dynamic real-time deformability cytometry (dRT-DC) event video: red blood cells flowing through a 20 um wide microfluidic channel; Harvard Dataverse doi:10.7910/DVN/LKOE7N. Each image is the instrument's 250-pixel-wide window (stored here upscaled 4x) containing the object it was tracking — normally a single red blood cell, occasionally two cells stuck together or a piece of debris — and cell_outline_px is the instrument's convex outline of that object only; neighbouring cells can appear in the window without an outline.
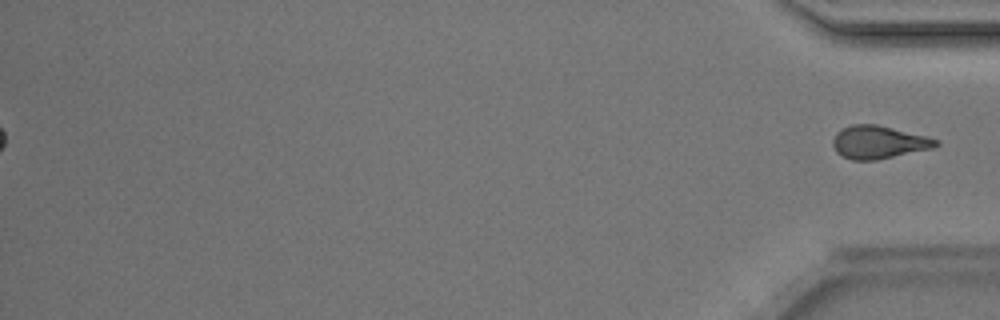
{"species": "Egyptian fruit bat (a non-hibernating species)", "species_latin": "Rousettus aegyptiacus", "temperature_condition": "room temperature", "stored_images_in_passage": 39, "segment_of_instrument_passage": [2, 2], "camera_frame_rate_fps": 3000, "um_per_image_px": 0.085, "animal": {"sex": "male"}, "frame": {"image": 1, "passage_image": 39, "time_ms": 12.667, "image_size_px": [1000, 320], "cell_outline_px": [[940, 144], [932, 148], [876, 160], [852, 160], [840, 156], [836, 152], [832, 144], [832, 140], [836, 132], [840, 128], [852, 124], [876, 124], [940, 140]], "centroid_in_image_um": [74.62, 12.09], "position_along_channel_um": 360.6, "area_um2": 19.77}}